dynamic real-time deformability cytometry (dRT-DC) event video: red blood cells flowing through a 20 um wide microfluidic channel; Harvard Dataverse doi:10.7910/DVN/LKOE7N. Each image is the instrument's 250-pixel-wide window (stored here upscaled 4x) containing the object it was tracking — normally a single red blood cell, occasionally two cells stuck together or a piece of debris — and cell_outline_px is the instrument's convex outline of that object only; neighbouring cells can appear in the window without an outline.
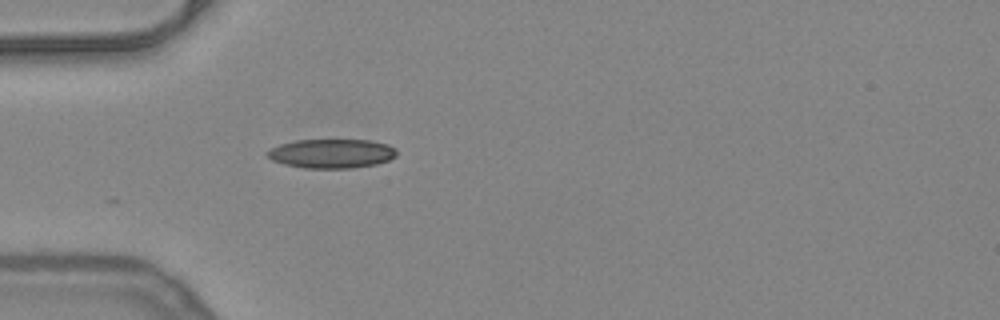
{"species": "common noctule bat (a hibernating species)", "species_latin": "Nyctalus noctula", "temperature_condition": "warm", "stored_images_in_passage": 4, "camera_frame_rate_fps": 3000, "um_per_image_px": 0.085, "animal": {"sex": "female", "body_mass_g": 24.6, "forearm_length_mm": 56.2}, "frame": {"image": 1, "passage_image": 1, "time_ms": 0.0, "image_size_px": [1000, 320], "cell_outline_px": [[396, 156], [388, 160], [376, 164], [352, 168], [304, 168], [284, 164], [272, 160], [264, 156], [264, 152], [280, 144], [296, 140], [368, 140], [388, 144], [396, 148]], "centroid_in_image_um": [28.15, 13.05], "position_along_channel_um": 56.8, "area_um2": 22.08}}
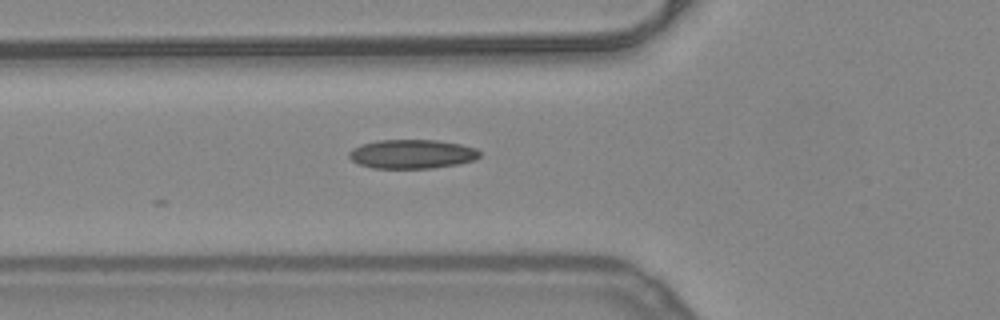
{"frame": {"image": 2, "passage_image": 4, "time_ms": 1.0, "image_size_px": [1000, 320], "cell_outline_px": [[480, 156], [476, 160], [460, 164], [432, 168], [372, 168], [356, 164], [348, 156], [348, 152], [352, 148], [360, 144], [376, 140], [436, 140], [460, 144], [476, 148], [480, 152]], "centroid_in_image_um": [35.0, 13.09], "position_along_channel_um": 90.8, "area_um2": 22.43}}